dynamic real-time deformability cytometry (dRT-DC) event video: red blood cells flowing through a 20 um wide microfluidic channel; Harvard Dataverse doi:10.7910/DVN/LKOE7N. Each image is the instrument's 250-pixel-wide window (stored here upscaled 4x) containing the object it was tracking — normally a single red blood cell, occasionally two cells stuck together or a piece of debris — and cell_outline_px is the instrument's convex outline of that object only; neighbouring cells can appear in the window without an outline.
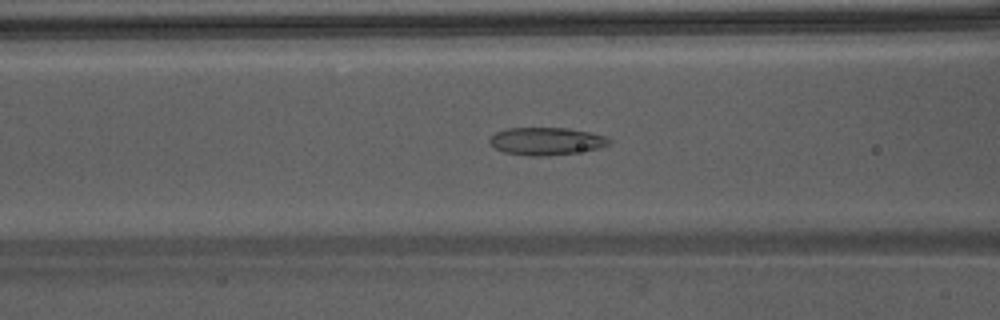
{"species": "Egyptian fruit bat (a non-hibernating species)", "species_latin": "Rousettus aegyptiacus", "temperature_condition": "warm", "stored_images_in_passage": 41, "camera_frame_rate_fps": 3000, "um_per_image_px": 0.085, "animal": {"sex": "male"}, "frame": {"image": 1, "passage_image": 14, "time_ms": 4.333, "image_size_px": [1000, 320], "cell_outline_px": [[612, 140], [608, 144], [600, 148], [548, 156], [528, 156], [504, 152], [488, 144], [488, 140], [496, 132], [504, 128], [568, 128], [608, 136]], "centroid_in_image_um": [46.41, 12.0], "position_along_channel_um": 120.2, "area_um2": 19.31}}
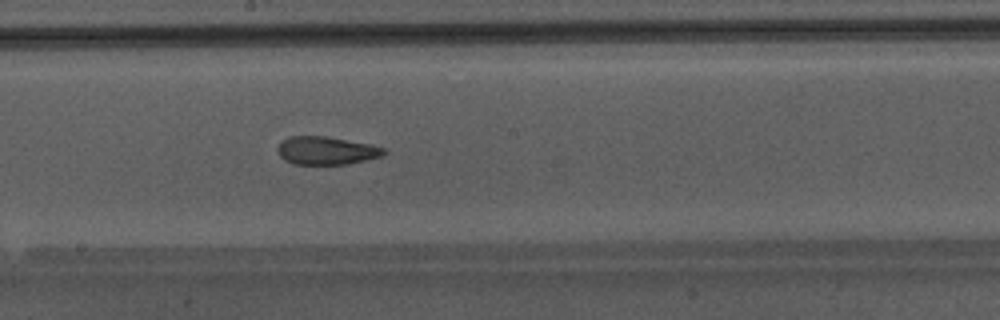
{"frame": {"image": 2, "passage_image": 21, "time_ms": 6.667, "image_size_px": [1000, 320], "cell_outline_px": [[388, 152], [380, 156], [348, 164], [292, 164], [284, 160], [280, 156], [276, 148], [288, 136], [324, 136], [372, 144], [384, 148]], "centroid_in_image_um": [27.73, 12.8], "position_along_channel_um": 220.5, "area_um2": 17.34}}
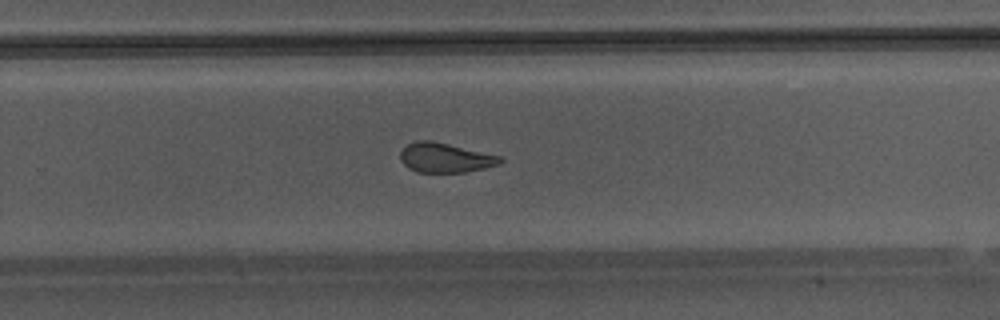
{"frame": {"image": 3, "passage_image": 26, "time_ms": 8.333, "image_size_px": [1000, 320], "cell_outline_px": [[504, 160], [500, 164], [484, 168], [464, 172], [416, 172], [408, 168], [400, 160], [400, 152], [408, 144], [416, 140], [432, 140], [500, 156]], "centroid_in_image_um": [37.82, 13.4], "position_along_channel_um": 292.0, "area_um2": 17.17}, "authors_computed_cell_mechanics": {"area_um2": 18.9584, "velocity_mm_per_s": 4.3028, "shape_relaxation_time_tau1_ms": null, "shape_relaxation_time_tau2_ms": 1.1316, "deformation_change_tau1": null, "deformation_change_tau2": 0.0841}}